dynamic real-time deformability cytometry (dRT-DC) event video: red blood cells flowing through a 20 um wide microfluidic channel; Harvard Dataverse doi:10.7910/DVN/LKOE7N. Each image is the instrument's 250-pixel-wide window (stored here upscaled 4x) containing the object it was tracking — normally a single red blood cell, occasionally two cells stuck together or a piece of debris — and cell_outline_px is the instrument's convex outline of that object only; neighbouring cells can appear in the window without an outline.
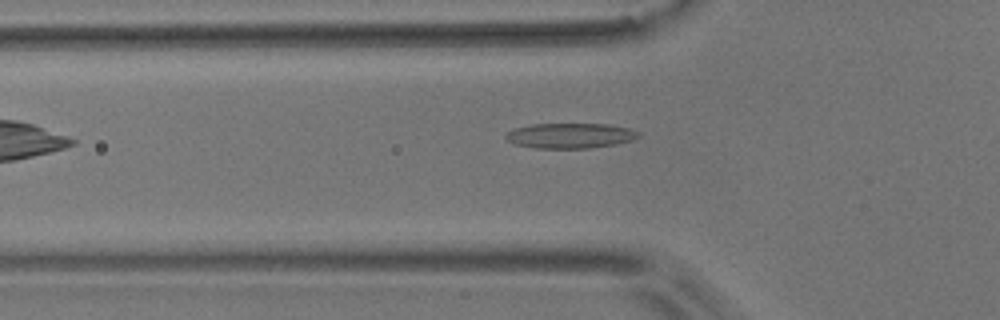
{"species": "common noctule bat (a hibernating species)", "species_latin": "Nyctalus noctula", "temperature_condition": "room temperature", "stored_images_in_passage": 35, "camera_frame_rate_fps": 3000, "um_per_image_px": 0.085, "animal": {"sex": "male", "body_mass_g": 17.9}, "frame": {"image": 1, "passage_image": 2, "time_ms": 0.333, "image_size_px": [1000, 320], "cell_outline_px": [[640, 136], [632, 140], [616, 144], [592, 148], [536, 148], [516, 144], [508, 140], [504, 136], [508, 132], [516, 128], [532, 124], [608, 124], [628, 128], [640, 132]], "centroid_in_image_um": [48.5, 11.53], "position_along_channel_um": 77.3, "area_um2": 19.36}}
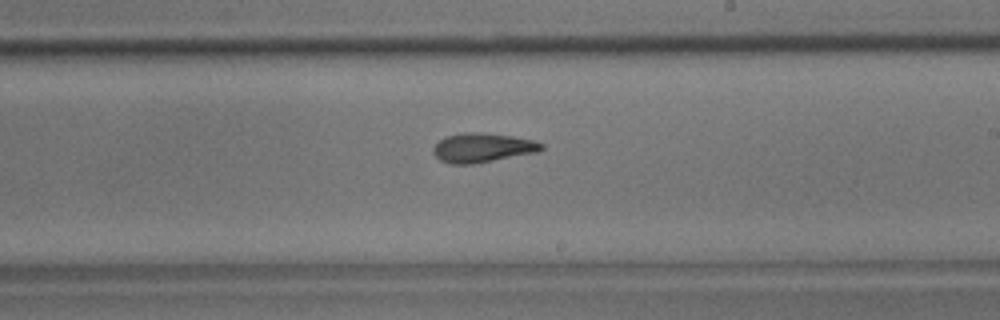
{"frame": {"image": 2, "passage_image": 16, "time_ms": 5.0, "image_size_px": [1000, 320], "cell_outline_px": [[544, 148], [536, 152], [472, 164], [452, 164], [440, 160], [432, 152], [432, 148], [444, 136], [464, 132], [480, 132], [512, 136], [532, 140], [544, 144]], "centroid_in_image_um": [40.97, 12.54], "position_along_channel_um": 248.0, "area_um2": 18.32}}
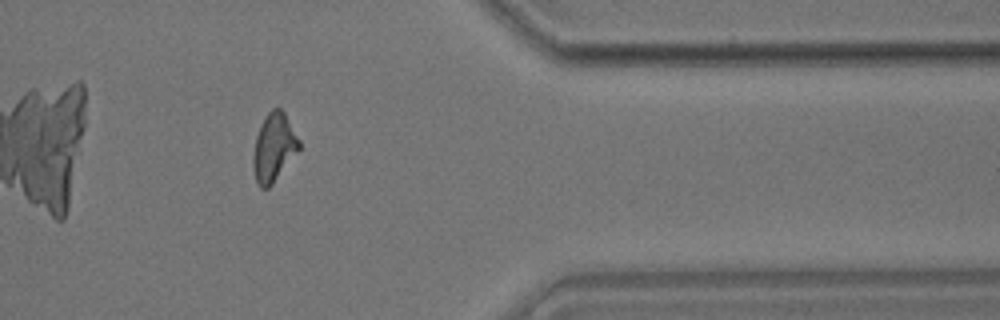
{"frame": {"image": 3, "passage_image": 29, "time_ms": 9.333, "image_size_px": [1000, 320], "cell_outline_px": [[300, 148], [272, 184], [268, 188], [260, 188], [256, 184], [252, 168], [252, 156], [256, 136], [260, 124], [268, 112], [272, 108], [280, 108], [284, 112], [300, 140]], "centroid_in_image_um": [23.24, 12.54], "position_along_channel_um": 388.2, "area_um2": 18.32}, "authors_computed_cell_mechanics": {"area_um2": 17.7446, "velocity_mm_per_s": 3.6386, "shape_relaxation_time_tau1_ms": 7.6738, "shape_relaxation_time_tau2_ms": 5.0715, "deformation_change_tau1": 0.1963, "deformation_change_tau2": 0.1448}}